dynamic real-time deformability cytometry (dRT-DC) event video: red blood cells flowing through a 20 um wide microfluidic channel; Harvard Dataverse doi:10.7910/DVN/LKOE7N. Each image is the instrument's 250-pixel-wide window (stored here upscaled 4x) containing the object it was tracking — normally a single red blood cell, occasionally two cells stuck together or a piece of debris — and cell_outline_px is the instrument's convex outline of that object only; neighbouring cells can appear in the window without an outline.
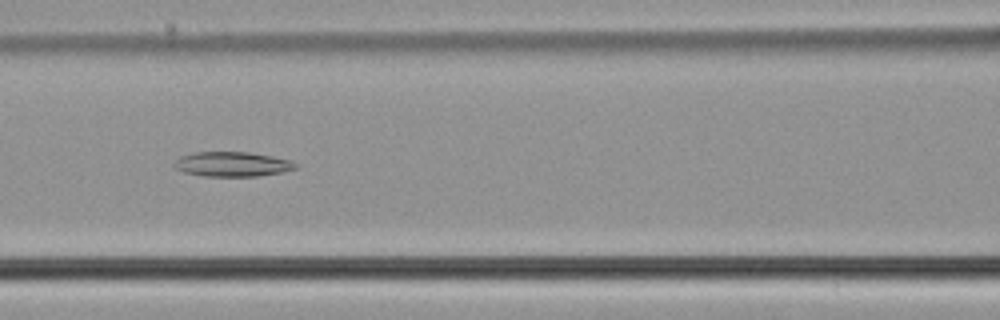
{"species": "common noctule bat (a hibernating species)", "species_latin": "Nyctalus noctula", "temperature_condition": "cold", "stored_images_in_passage": 45, "camera_frame_rate_fps": 3000, "um_per_image_px": 0.085, "animal": {"sex": "male", "body_mass_g": 21.5, "forearm_length_mm": 52.0}, "frame": {"image": 1, "passage_image": 15, "time_ms": 4.667, "image_size_px": [1000, 320], "cell_outline_px": [[296, 168], [284, 172], [256, 176], [204, 176], [184, 172], [176, 168], [172, 164], [180, 156], [192, 152], [248, 152], [272, 156], [288, 160], [296, 164]], "centroid_in_image_um": [19.7, 13.95], "position_along_channel_um": 146.9, "area_um2": 17.4}}
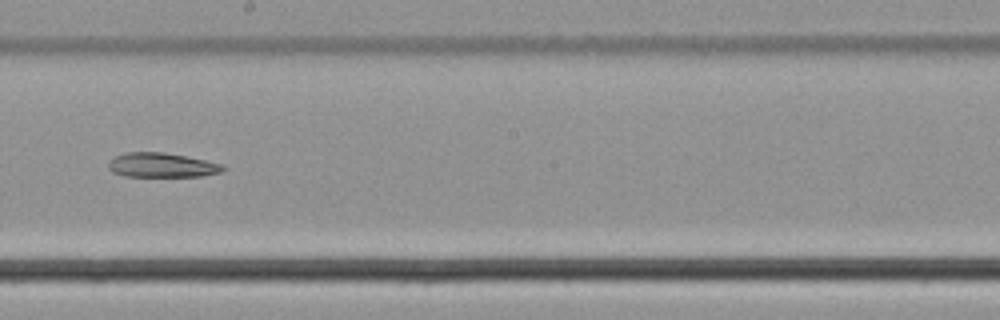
{"frame": {"image": 2, "passage_image": 22, "time_ms": 7.0, "image_size_px": [1000, 320], "cell_outline_px": [[228, 168], [220, 172], [200, 176], [124, 176], [112, 172], [108, 168], [108, 160], [116, 156], [128, 152], [164, 152], [224, 164]], "centroid_in_image_um": [13.74, 14.03], "position_along_channel_um": 234.5, "area_um2": 16.3}}
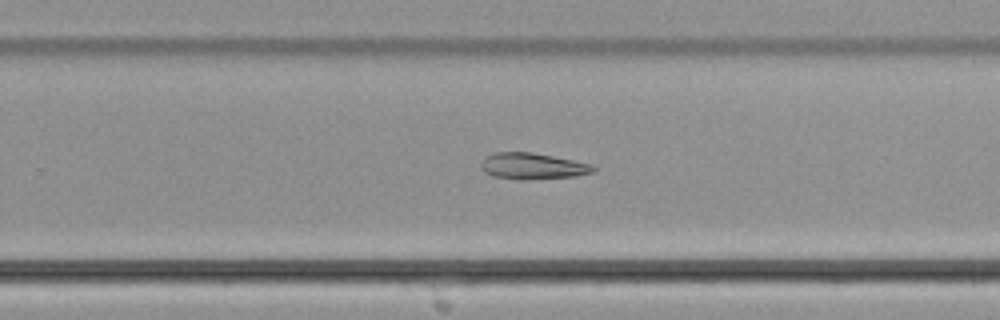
{"frame": {"image": 3, "passage_image": 26, "time_ms": 8.333, "image_size_px": [1000, 320], "cell_outline_px": [[596, 168], [592, 172], [576, 176], [524, 180], [516, 180], [492, 176], [484, 172], [480, 168], [480, 164], [484, 156], [496, 152], [532, 152], [592, 164]], "centroid_in_image_um": [45.21, 14.12], "position_along_channel_um": 284.6, "area_um2": 17.34}, "authors_computed_cell_mechanics": {"area_um2": 19.652, "velocity_mm_per_s": 3.7659, "shape_relaxation_time_tau1_ms": null, "shape_relaxation_time_tau2_ms": 8.7367, "deformation_change_tau1": null, "deformation_change_tau2": 0.1674}}